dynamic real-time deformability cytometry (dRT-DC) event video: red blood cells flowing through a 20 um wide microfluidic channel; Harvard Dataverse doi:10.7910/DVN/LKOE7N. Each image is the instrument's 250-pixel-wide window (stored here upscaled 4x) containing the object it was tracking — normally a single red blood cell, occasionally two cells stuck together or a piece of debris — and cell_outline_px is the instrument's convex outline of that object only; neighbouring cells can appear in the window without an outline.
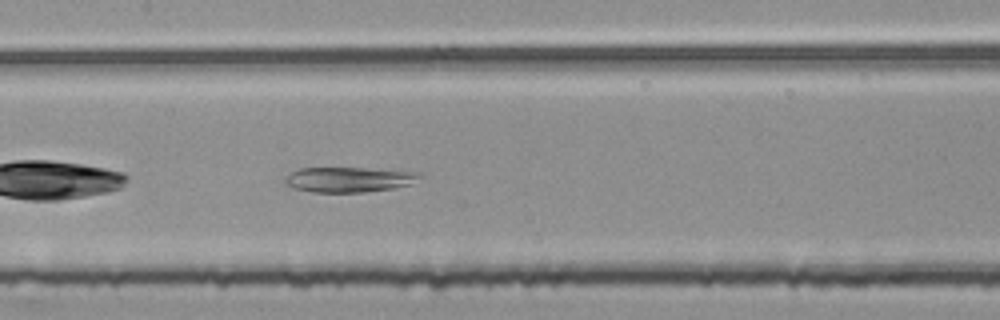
{"species": "common noctule bat (a hibernating species)", "species_latin": "Nyctalus noctula", "temperature_condition": "room temperature", "stored_images_in_passage": 30, "camera_frame_rate_fps": 3000, "um_per_image_px": 0.085, "animal": {"sex": "female", "body_mass_g": 25.1}, "frame": {"image": 1, "passage_image": 10, "time_ms": 3.0, "image_size_px": [1000, 320], "cell_outline_px": [[424, 176], [412, 184], [396, 188], [364, 192], [312, 192], [292, 188], [284, 184], [284, 176], [300, 168], [364, 168], [420, 172]], "centroid_in_image_um": [29.67, 15.26], "position_along_channel_um": 177.7, "area_um2": 20.0}}
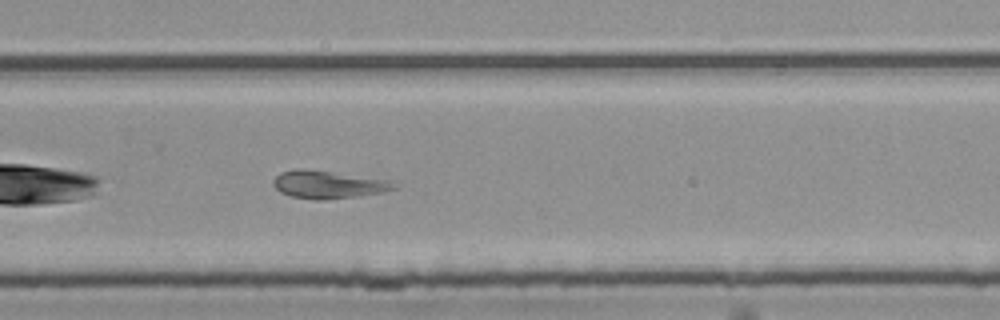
{"frame": {"image": 2, "passage_image": 20, "time_ms": 6.333, "image_size_px": [1000, 320], "cell_outline_px": [[400, 188], [384, 192], [356, 196], [324, 200], [312, 200], [292, 196], [280, 192], [272, 184], [272, 180], [280, 172], [296, 168], [304, 168], [400, 180]], "centroid_in_image_um": [28.03, 15.66], "position_along_channel_um": 301.8, "area_um2": 20.4}}
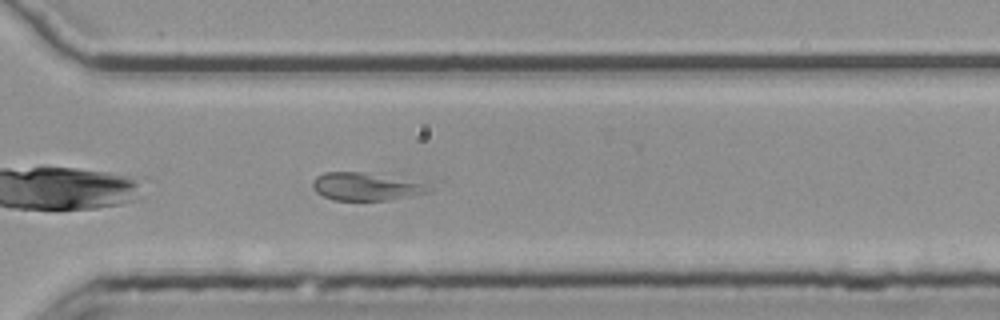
{"frame": {"image": 3, "passage_image": 23, "time_ms": 7.333, "image_size_px": [1000, 320], "cell_outline_px": [[436, 188], [432, 192], [412, 196], [388, 200], [332, 200], [316, 192], [312, 188], [312, 180], [316, 176], [324, 172], [364, 172], [420, 184]], "centroid_in_image_um": [31.03, 15.88], "position_along_channel_um": 339.6, "area_um2": 18.5}, "authors_computed_cell_mechanics": {"area_um2": 20.4323, "velocity_mm_per_s": 3.7385, "shape_relaxation_time_tau1_ms": null, "shape_relaxation_time_tau2_ms": 3.9574, "deformation_change_tau1": null, "deformation_change_tau2": 0.1173}}